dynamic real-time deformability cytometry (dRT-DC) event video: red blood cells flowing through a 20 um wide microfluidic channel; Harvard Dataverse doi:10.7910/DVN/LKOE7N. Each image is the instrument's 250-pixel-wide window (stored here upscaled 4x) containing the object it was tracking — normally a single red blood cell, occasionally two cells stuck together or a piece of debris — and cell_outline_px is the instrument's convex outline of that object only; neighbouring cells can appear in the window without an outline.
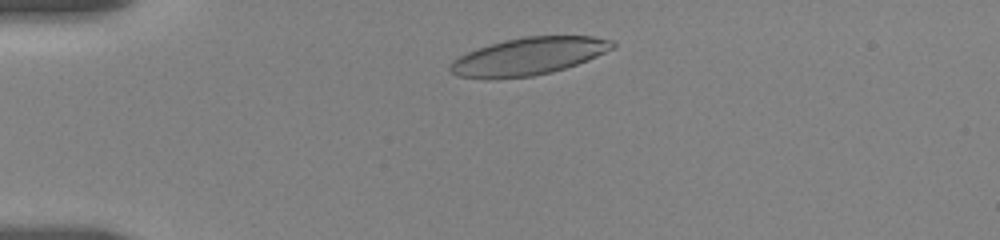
{"species": "human", "species_latin": "Homo sapiens", "temperature_condition": "room temperature", "stored_images_in_passage": 15, "camera_frame_rate_fps": 3000, "um_per_image_px": 0.085, "donor": {"sex": "female"}, "frame": {"image": 1, "passage_image": 5, "time_ms": 1.333, "image_size_px": [1000, 240], "cell_outline_px": [[616, 48], [588, 60], [552, 72], [532, 76], [496, 80], [484, 80], [456, 76], [448, 72], [448, 64], [452, 60], [476, 48], [504, 40], [524, 36], [592, 36], [612, 40], [616, 44]], "centroid_in_image_um": [44.87, 4.81], "position_along_channel_um": 40.1, "area_um2": 36.13}}
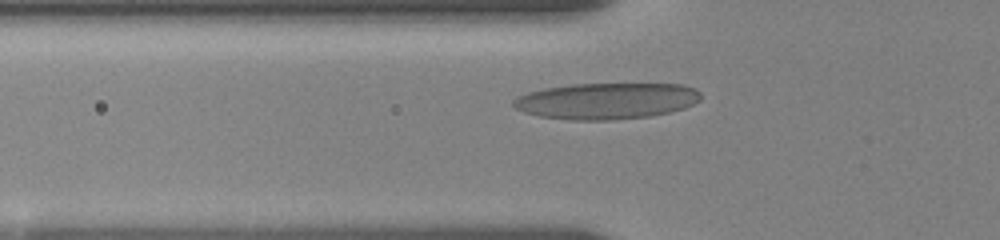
{"frame": {"image": 2, "passage_image": 12, "time_ms": 3.333, "image_size_px": [1000, 240], "cell_outline_px": [[700, 100], [684, 108], [668, 112], [648, 116], [612, 120], [572, 120], [540, 116], [524, 112], [516, 108], [512, 104], [512, 100], [516, 96], [528, 92], [544, 88], [572, 84], [684, 84], [696, 88], [700, 92]], "centroid_in_image_um": [51.53, 8.57], "position_along_channel_um": 74.3, "area_um2": 39.65}}